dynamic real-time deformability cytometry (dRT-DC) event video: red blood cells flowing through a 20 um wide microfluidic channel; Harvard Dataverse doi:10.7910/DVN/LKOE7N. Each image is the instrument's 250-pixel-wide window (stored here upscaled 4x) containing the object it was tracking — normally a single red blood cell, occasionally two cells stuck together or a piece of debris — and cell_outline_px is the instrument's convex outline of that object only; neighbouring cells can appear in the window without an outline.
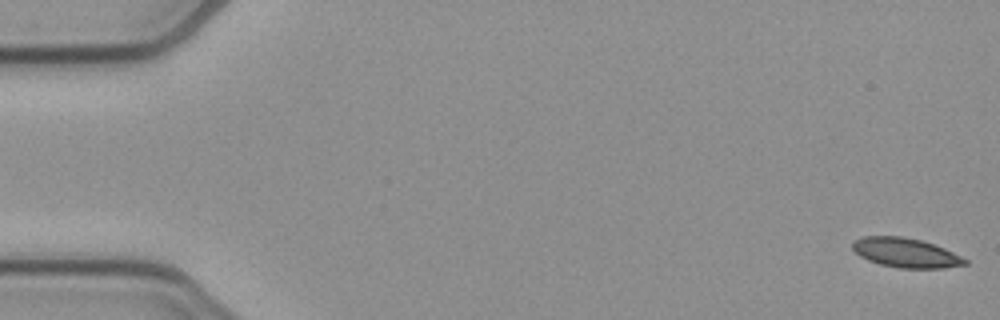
{"species": "common noctule bat (a hibernating species)", "species_latin": "Nyctalus noctula", "temperature_condition": "cold", "stored_images_in_passage": 50, "camera_frame_rate_fps": 3000, "um_per_image_px": 0.085, "animal": {"sex": "female", "body_mass_g": 21.9}, "frame": {"image": 1, "passage_image": 1, "time_ms": 0.0, "image_size_px": [1000, 320], "cell_outline_px": [[968, 264], [944, 268], [900, 268], [880, 264], [868, 260], [860, 256], [852, 248], [852, 240], [864, 236], [900, 236], [920, 240], [944, 248], [968, 260]], "centroid_in_image_um": [76.96, 21.48], "position_along_channel_um": 8.0, "area_um2": 19.19}}
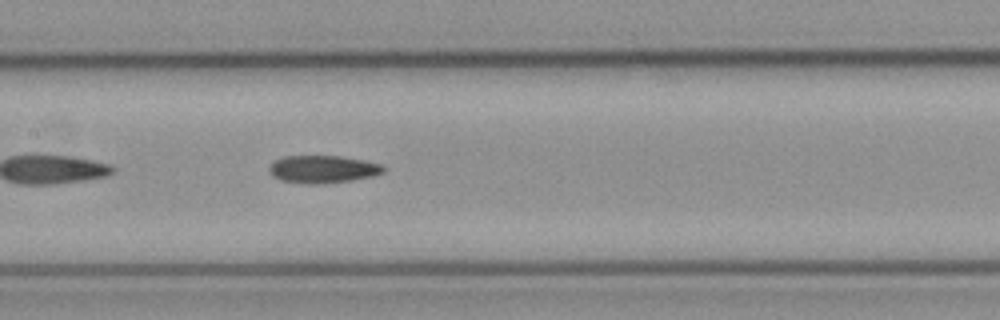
{"frame": {"image": 2, "passage_image": 23, "time_ms": 7.333, "image_size_px": [1000, 320], "cell_outline_px": [[384, 172], [372, 176], [352, 180], [324, 184], [304, 184], [280, 180], [272, 176], [268, 172], [268, 168], [276, 160], [284, 156], [340, 156], [364, 160], [384, 164]], "centroid_in_image_um": [27.44, 14.39], "position_along_channel_um": 180.0, "area_um2": 18.55}}
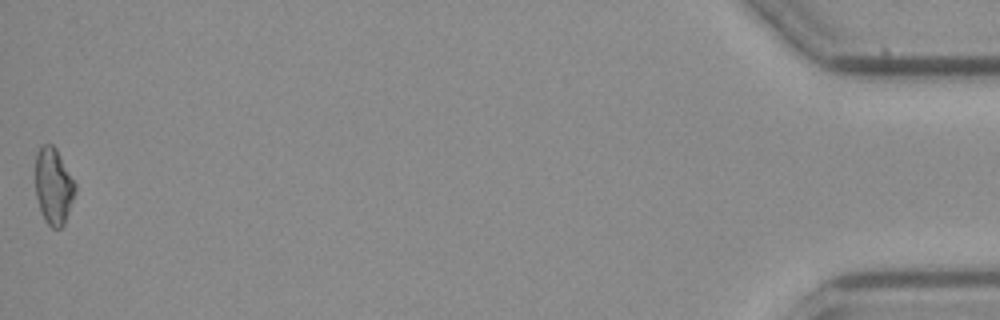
{"frame": {"image": 3, "passage_image": 50, "time_ms": 16.333, "image_size_px": [1000, 320], "cell_outline_px": [[76, 192], [64, 224], [60, 228], [52, 228], [44, 220], [36, 196], [36, 152], [40, 144], [52, 144], [56, 148], [76, 184]], "centroid_in_image_um": [4.55, 15.8], "position_along_channel_um": 430.7, "area_um2": 17.74}, "authors_computed_cell_mechanics": {"area_um2": 18.4671, "velocity_mm_per_s": 3.9419, "shape_relaxation_time_tau1_ms": null, "shape_relaxation_time_tau2_ms": 10.292, "deformation_change_tau1": null, "deformation_change_tau2": 0.2241}}